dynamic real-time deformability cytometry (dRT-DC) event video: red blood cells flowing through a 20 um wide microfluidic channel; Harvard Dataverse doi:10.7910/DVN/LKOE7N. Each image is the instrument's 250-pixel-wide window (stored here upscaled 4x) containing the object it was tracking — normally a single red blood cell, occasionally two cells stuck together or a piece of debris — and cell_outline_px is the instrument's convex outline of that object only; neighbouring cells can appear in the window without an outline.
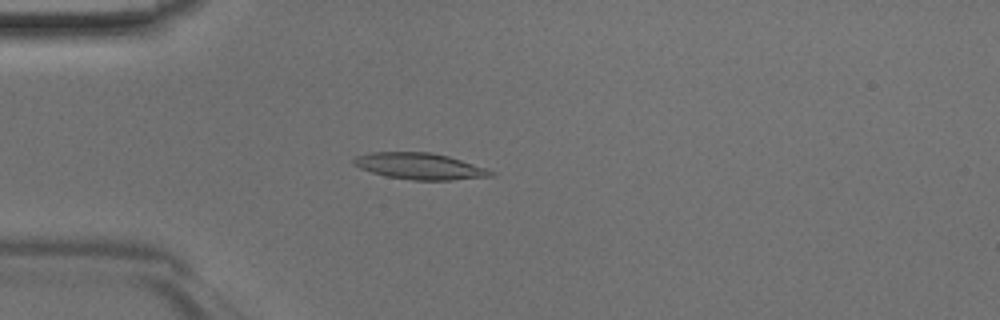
{"species": "Egyptian fruit bat (a non-hibernating species)", "species_latin": "Rousettus aegyptiacus", "temperature_condition": "room temperature", "stored_images_in_passage": 32, "camera_frame_rate_fps": 3000, "um_per_image_px": 0.085, "animal": {"sex": "male"}, "frame": {"image": 1, "passage_image": 12, "time_ms": 3.667, "image_size_px": [1000, 320], "cell_outline_px": [[496, 172], [492, 176], [452, 180], [412, 180], [384, 176], [360, 168], [352, 164], [352, 160], [356, 156], [372, 152], [432, 152], [448, 156], [488, 168]], "centroid_in_image_um": [35.69, 14.13], "position_along_channel_um": 49.3, "area_um2": 21.21}}
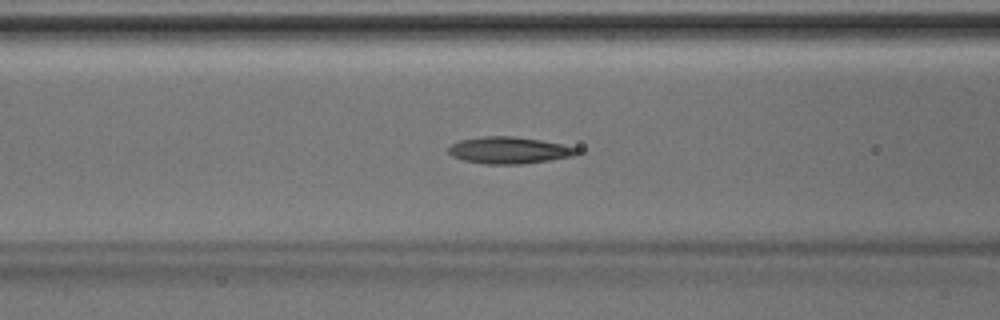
{"frame": {"image": 2, "passage_image": 18, "time_ms": 5.667, "image_size_px": [1000, 320], "cell_outline_px": [[584, 152], [572, 156], [548, 160], [520, 164], [484, 164], [464, 160], [452, 156], [448, 152], [448, 148], [452, 144], [460, 140], [484, 136], [512, 136], [540, 140], [580, 148]], "centroid_in_image_um": [43.29, 12.77], "position_along_channel_um": 123.3, "area_um2": 20.0}}
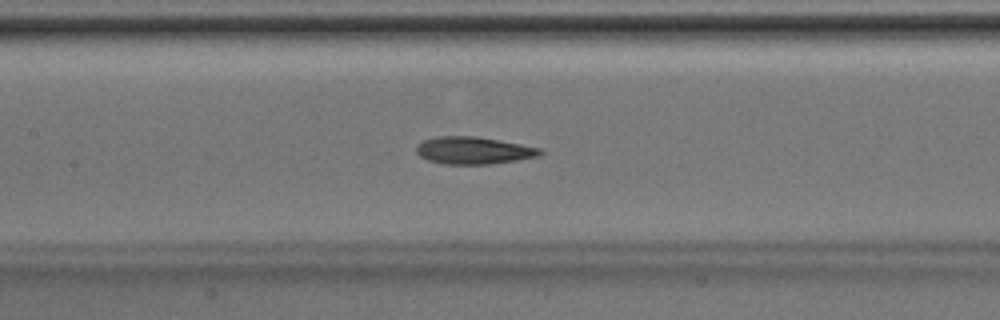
{"frame": {"image": 3, "passage_image": 21, "time_ms": 6.667, "image_size_px": [1000, 320], "cell_outline_px": [[544, 152], [540, 156], [516, 160], [488, 164], [444, 164], [428, 160], [420, 156], [416, 152], [416, 148], [424, 140], [440, 136], [476, 136], [520, 144], [540, 148]], "centroid_in_image_um": [40.27, 12.79], "position_along_channel_um": 167.1, "area_um2": 19.48}}